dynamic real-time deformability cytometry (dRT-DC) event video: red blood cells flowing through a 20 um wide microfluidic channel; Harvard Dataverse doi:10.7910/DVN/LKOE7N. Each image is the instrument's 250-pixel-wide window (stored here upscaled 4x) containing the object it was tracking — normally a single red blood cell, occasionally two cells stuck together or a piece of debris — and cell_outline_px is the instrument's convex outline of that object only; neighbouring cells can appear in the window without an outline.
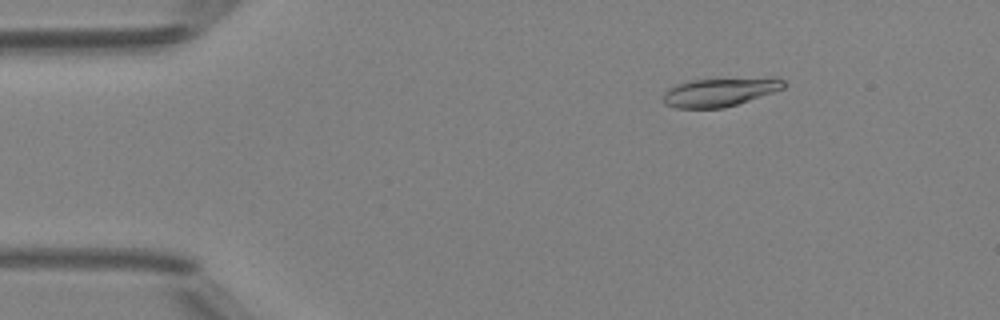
{"species": "Egyptian fruit bat (a non-hibernating species)", "species_latin": "Rousettus aegyptiacus", "temperature_condition": "room temperature", "stored_images_in_passage": 6, "camera_frame_rate_fps": 3000, "um_per_image_px": 0.085, "animal": {"sex": "female"}, "frame": {"image": 1, "passage_image": 3, "time_ms": 2.333, "image_size_px": [1000, 320], "cell_outline_px": [[788, 84], [784, 88], [724, 108], [676, 108], [664, 104], [664, 92], [668, 88], [676, 84], [692, 80], [784, 80]], "centroid_in_image_um": [61.04, 7.87], "position_along_channel_um": 24.0, "area_um2": 19.02}}